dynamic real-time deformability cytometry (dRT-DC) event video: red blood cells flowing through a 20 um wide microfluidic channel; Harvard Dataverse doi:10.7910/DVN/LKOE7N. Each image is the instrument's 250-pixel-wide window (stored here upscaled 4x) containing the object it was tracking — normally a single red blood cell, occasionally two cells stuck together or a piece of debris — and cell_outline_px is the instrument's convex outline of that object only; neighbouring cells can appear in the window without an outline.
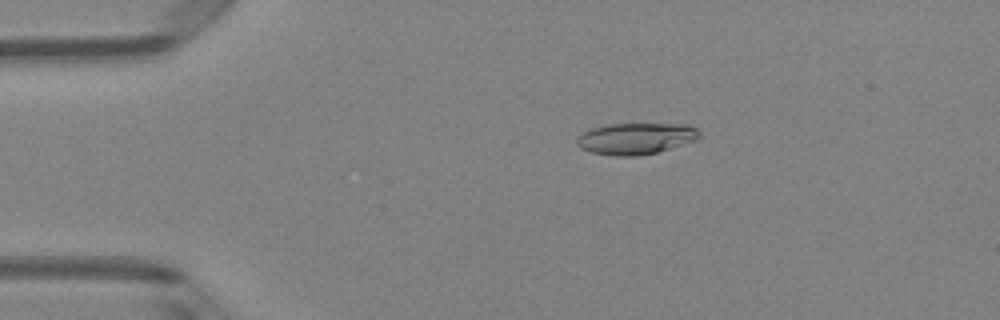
{"species": "Egyptian fruit bat (a non-hibernating species)", "species_latin": "Rousettus aegyptiacus", "temperature_condition": "room temperature", "stored_images_in_passage": 51, "camera_frame_rate_fps": 3000, "um_per_image_px": 0.085, "animal": {"sex": "female"}, "frame": {"image": 1, "passage_image": 10, "time_ms": 3.0, "image_size_px": [1000, 320], "cell_outline_px": [[700, 136], [696, 140], [656, 152], [636, 156], [616, 156], [592, 152], [580, 148], [576, 144], [576, 140], [588, 128], [608, 124], [688, 124], [696, 128], [700, 132]], "centroid_in_image_um": [54.03, 11.76], "position_along_channel_um": 31.0, "area_um2": 22.37}}
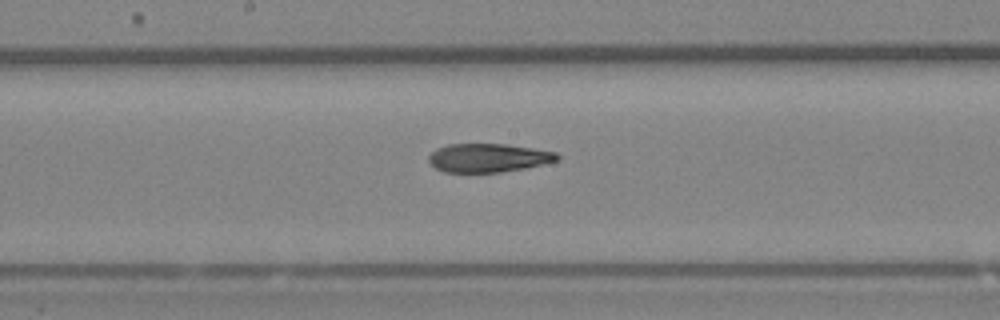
{"frame": {"image": 2, "passage_image": 27, "time_ms": 8.667, "image_size_px": [1000, 320], "cell_outline_px": [[560, 160], [544, 164], [524, 168], [500, 172], [444, 172], [436, 168], [428, 160], [428, 156], [436, 148], [448, 144], [508, 144], [556, 152], [560, 156]], "centroid_in_image_um": [41.52, 13.41], "position_along_channel_um": 206.7, "area_um2": 21.44}}
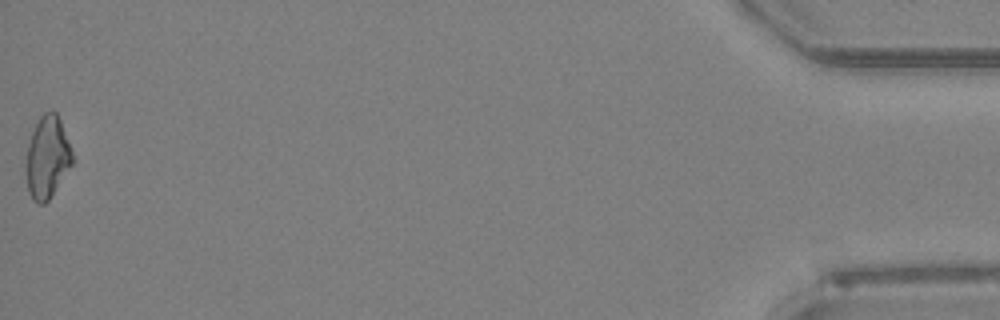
{"frame": {"image": 3, "passage_image": 51, "time_ms": 16.667, "image_size_px": [1000, 320], "cell_outline_px": [[76, 160], [48, 200], [44, 204], [36, 204], [32, 200], [28, 192], [24, 168], [24, 156], [32, 132], [40, 116], [44, 112], [56, 112], [60, 120]], "centroid_in_image_um": [4.0, 13.41], "position_along_channel_um": 431.2, "area_um2": 22.72}, "authors_computed_cell_mechanics": {"area_um2": 22.542, "velocity_mm_per_s": 4.0135, "shape_relaxation_time_tau1_ms": null, "shape_relaxation_time_tau2_ms": 5.8313, "deformation_change_tau1": null, "deformation_change_tau2": 0.1562}}